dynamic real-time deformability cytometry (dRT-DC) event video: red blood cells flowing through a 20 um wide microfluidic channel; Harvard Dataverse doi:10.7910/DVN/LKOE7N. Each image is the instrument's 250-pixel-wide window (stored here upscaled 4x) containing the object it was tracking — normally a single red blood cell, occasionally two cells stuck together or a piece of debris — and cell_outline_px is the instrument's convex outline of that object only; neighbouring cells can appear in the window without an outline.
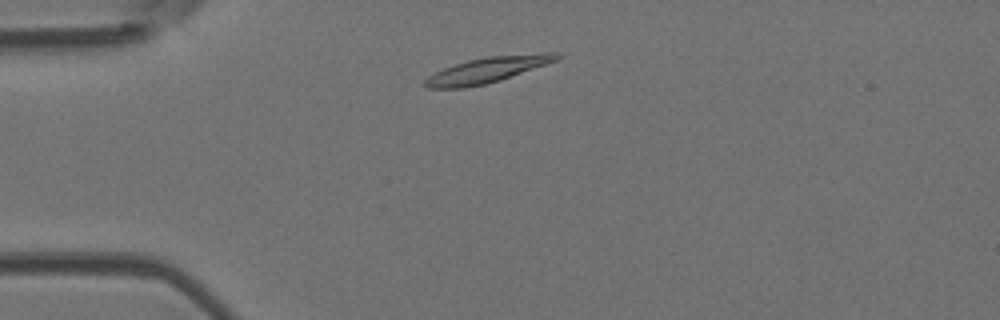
{"species": "Egyptian fruit bat (a non-hibernating species)", "species_latin": "Rousettus aegyptiacus", "temperature_condition": "room temperature", "stored_images_in_passage": 7, "camera_frame_rate_fps": 3000, "um_per_image_px": 0.085, "animal": {"sex": "female"}, "frame": {"image": 1, "passage_image": 2, "time_ms": 1.333, "image_size_px": [1000, 320], "cell_outline_px": [[564, 56], [548, 64], [500, 80], [484, 84], [464, 88], [428, 88], [420, 84], [428, 76], [444, 68], [468, 60], [488, 56], [544, 52], [560, 52]], "centroid_in_image_um": [41.47, 5.93], "position_along_channel_um": 43.5, "area_um2": 19.83}}
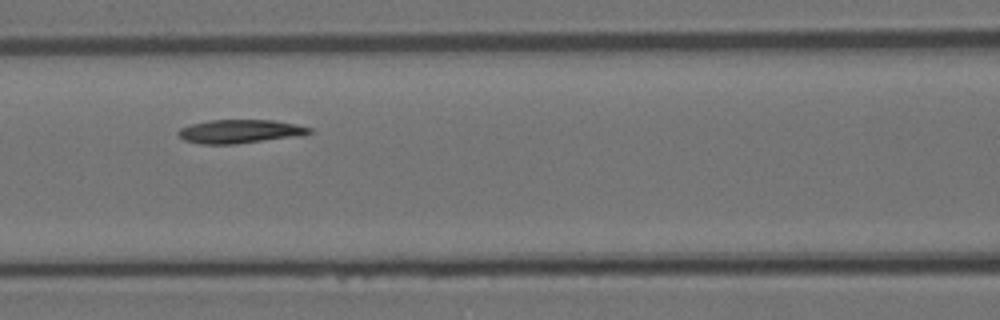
{"frame": {"image": 2, "passage_image": 5, "time_ms": 4.667, "image_size_px": [1000, 320], "cell_outline_px": [[312, 132], [300, 136], [232, 144], [200, 144], [184, 140], [176, 132], [180, 128], [192, 124], [212, 120], [276, 120], [296, 124], [312, 128]], "centroid_in_image_um": [20.41, 11.17], "position_along_channel_um": 146.2, "area_um2": 17.98}}
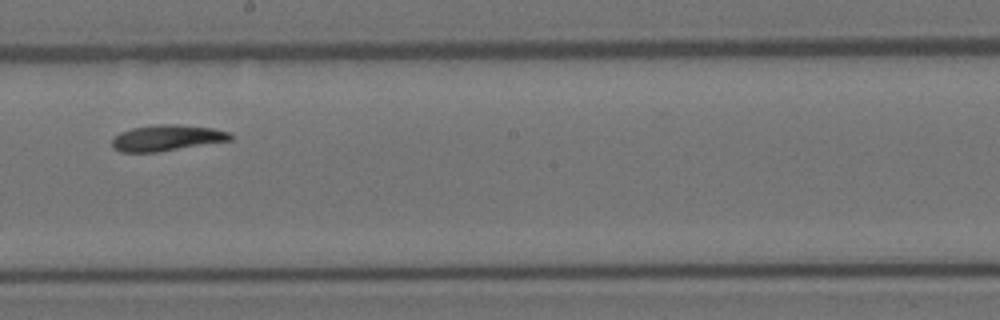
{"frame": {"image": 3, "passage_image": 7, "time_ms": 7.0, "image_size_px": [1000, 320], "cell_outline_px": [[232, 140], [156, 152], [120, 152], [112, 148], [112, 140], [120, 132], [132, 128], [156, 124], [176, 124], [212, 128], [232, 132]], "centroid_in_image_um": [14.18, 11.72], "position_along_channel_um": 234.0, "area_um2": 17.92}}